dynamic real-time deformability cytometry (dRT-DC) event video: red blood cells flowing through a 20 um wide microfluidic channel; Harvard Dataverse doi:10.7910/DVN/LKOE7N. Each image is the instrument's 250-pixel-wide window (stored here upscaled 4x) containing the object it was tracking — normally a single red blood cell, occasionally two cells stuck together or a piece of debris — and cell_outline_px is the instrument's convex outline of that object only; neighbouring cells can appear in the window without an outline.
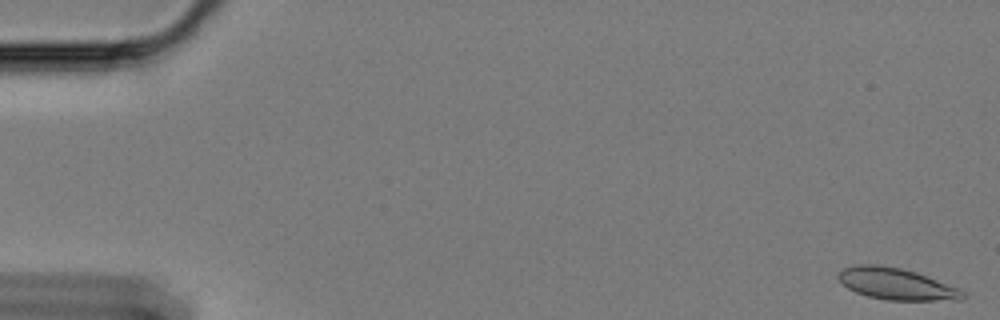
{"species": "Egyptian fruit bat (a non-hibernating species)", "species_latin": "Rousettus aegyptiacus", "temperature_condition": "cold", "stored_images_in_passage": 7, "camera_frame_rate_fps": 3000, "um_per_image_px": 0.085, "animal": {"sex": "female"}, "frame": {"image": 1, "passage_image": 1, "time_ms": 0.0, "image_size_px": [1000, 320], "cell_outline_px": [[968, 296], [964, 300], [884, 300], [868, 296], [856, 292], [848, 288], [836, 276], [844, 268], [856, 264], [876, 264], [900, 268], [916, 272], [960, 288]], "centroid_in_image_um": [76.24, 24.14], "position_along_channel_um": 8.8, "area_um2": 23.0}}